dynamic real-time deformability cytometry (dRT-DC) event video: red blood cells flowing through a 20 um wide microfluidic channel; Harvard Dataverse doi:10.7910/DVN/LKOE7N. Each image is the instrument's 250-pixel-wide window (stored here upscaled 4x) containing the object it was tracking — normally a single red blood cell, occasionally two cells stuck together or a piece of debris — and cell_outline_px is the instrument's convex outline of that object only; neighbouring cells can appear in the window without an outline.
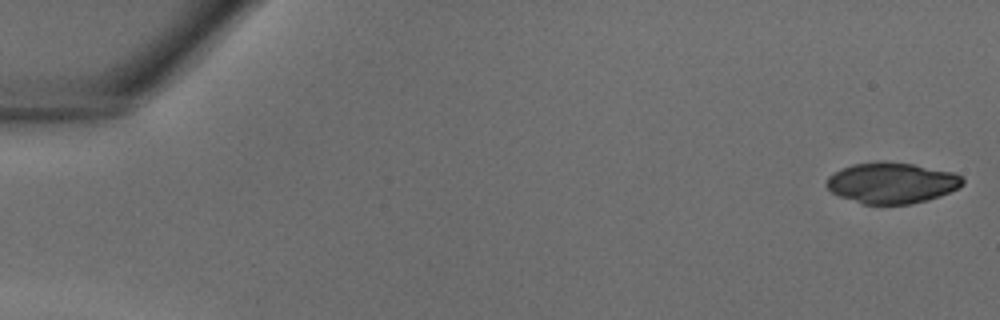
{"species": "common noctule bat (a hibernating species)", "species_latin": "Nyctalus noctula", "temperature_condition": "warm", "stored_images_in_passage": 39, "camera_frame_rate_fps": 3000, "um_per_image_px": 0.085, "animal": {"sex": "male", "body_mass_g": 18.8}, "frame": {"image": 1, "passage_image": 1, "time_ms": 0.0, "image_size_px": [1000, 320], "cell_outline_px": [[964, 184], [940, 196], [912, 204], [864, 204], [840, 196], [832, 192], [828, 188], [828, 176], [852, 164], [884, 160], [912, 164], [952, 172], [960, 176], [964, 180]], "centroid_in_image_um": [75.81, 15.54], "position_along_channel_um": 9.2, "area_um2": 32.08}}
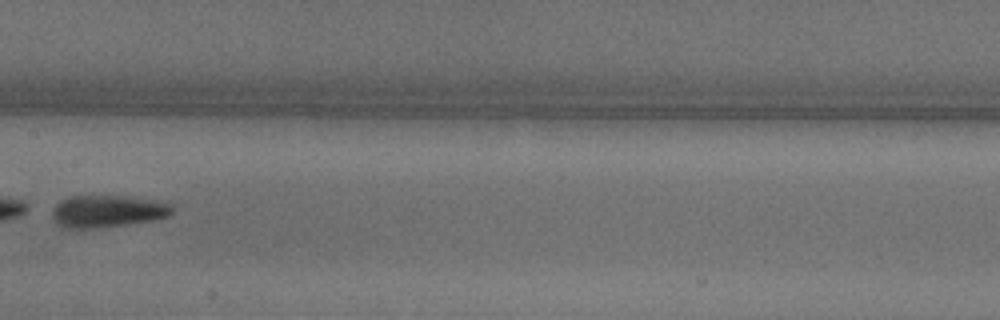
{"frame": {"image": 2, "passage_image": 21, "time_ms": 6.667, "image_size_px": [1000, 320], "cell_outline_px": [[172, 212], [168, 216], [152, 220], [124, 224], [92, 228], [64, 228], [52, 216], [52, 208], [60, 200], [68, 196], [124, 196], [152, 200], [168, 204], [172, 208]], "centroid_in_image_um": [9.07, 17.94], "position_along_channel_um": 198.3, "area_um2": 22.02}}
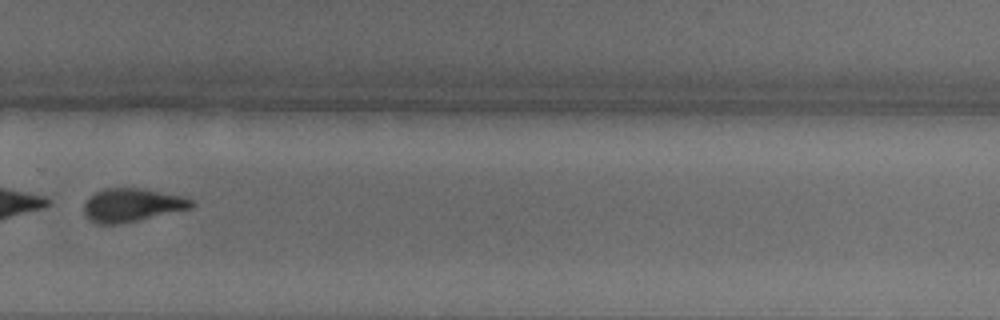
{"frame": {"image": 3, "passage_image": 28, "time_ms": 9.0, "image_size_px": [1000, 320], "cell_outline_px": [[196, 204], [192, 208], [140, 220], [120, 224], [96, 224], [84, 216], [84, 204], [96, 192], [104, 188], [140, 188], [180, 196], [192, 200]], "centroid_in_image_um": [11.21, 17.45], "position_along_channel_um": 318.6, "area_um2": 20.81}}